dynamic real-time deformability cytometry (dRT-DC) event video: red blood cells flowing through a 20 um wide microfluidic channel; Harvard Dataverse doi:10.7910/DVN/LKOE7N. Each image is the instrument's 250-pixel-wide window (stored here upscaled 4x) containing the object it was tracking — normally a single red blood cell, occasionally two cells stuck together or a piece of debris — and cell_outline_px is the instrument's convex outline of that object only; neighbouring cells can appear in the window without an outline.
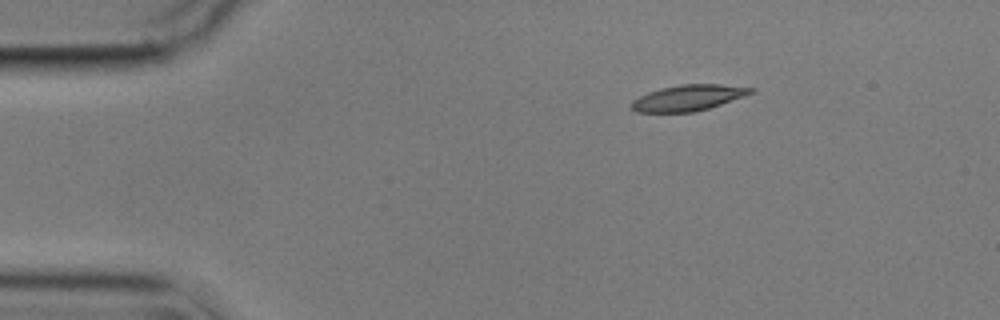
{"species": "common noctule bat (a hibernating species)", "species_latin": "Nyctalus noctula", "temperature_condition": "cold", "stored_images_in_passage": 48, "camera_frame_rate_fps": 3000, "um_per_image_px": 0.085, "animal": {"sex": "male", "body_mass_g": 17.9}, "frame": {"image": 1, "passage_image": 1, "time_ms": 0.0, "image_size_px": [1000, 320], "cell_outline_px": [[756, 88], [752, 92], [744, 96], [708, 108], [692, 112], [636, 112], [628, 108], [632, 100], [648, 92], [660, 88], [680, 84], [720, 84]], "centroid_in_image_um": [58.44, 8.31], "position_along_channel_um": 26.6, "area_um2": 17.98}}
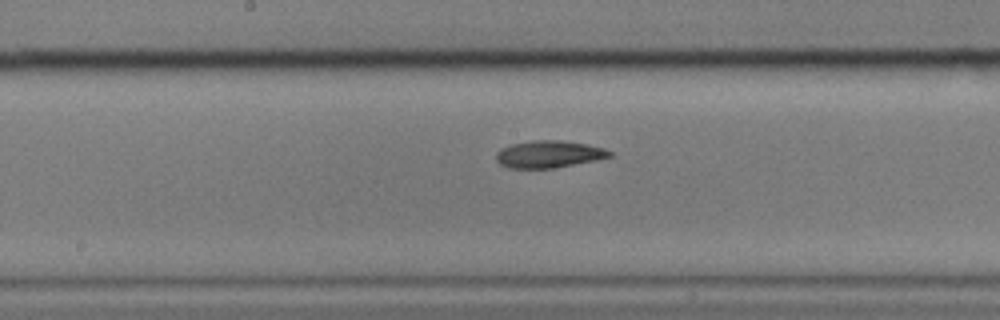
{"frame": {"image": 2, "passage_image": 21, "time_ms": 6.667, "image_size_px": [1000, 320], "cell_outline_px": [[612, 156], [596, 160], [552, 168], [508, 168], [500, 164], [496, 160], [496, 152], [500, 148], [512, 144], [532, 140], [560, 140], [588, 144], [604, 148], [612, 152]], "centroid_in_image_um": [46.63, 13.1], "position_along_channel_um": 201.6, "area_um2": 17.98}}
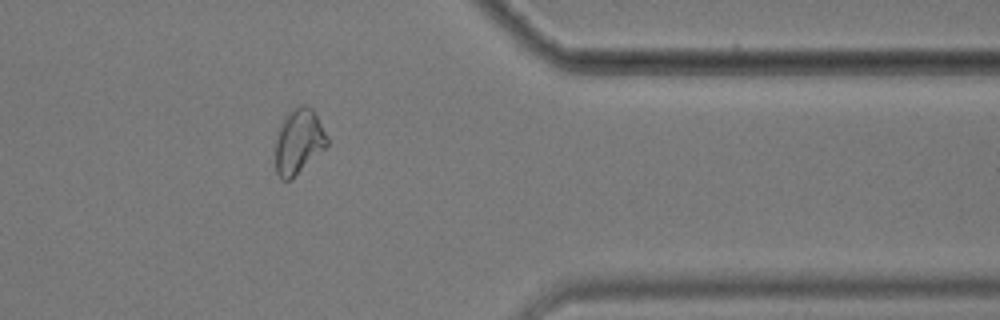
{"frame": {"image": 3, "passage_image": 38, "time_ms": 12.333, "image_size_px": [1000, 320], "cell_outline_px": [[328, 144], [292, 180], [284, 180], [276, 172], [276, 140], [284, 116], [288, 112], [300, 104], [304, 104], [312, 108], [316, 112], [328, 136]], "centroid_in_image_um": [25.41, 12.0], "position_along_channel_um": 386.0, "area_um2": 19.59}, "authors_computed_cell_mechanics": {"area_um2": 18.4093, "velocity_mm_per_s": 3.5271, "shape_relaxation_time_tau1_ms": 5.6228, "shape_relaxation_time_tau2_ms": 9.1527, "deformation_change_tau1": 0.1386, "deformation_change_tau2": 0.1618}}